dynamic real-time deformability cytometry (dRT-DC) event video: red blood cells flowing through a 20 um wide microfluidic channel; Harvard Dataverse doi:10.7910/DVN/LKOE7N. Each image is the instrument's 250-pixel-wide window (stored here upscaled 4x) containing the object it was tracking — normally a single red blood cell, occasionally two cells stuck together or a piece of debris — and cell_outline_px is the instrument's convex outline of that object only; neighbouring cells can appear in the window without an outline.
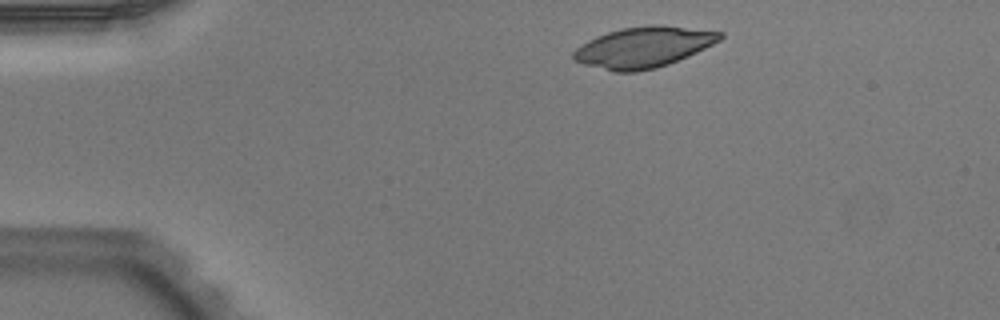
{"species": "Egyptian fruit bat (a non-hibernating species)", "species_latin": "Rousettus aegyptiacus", "temperature_condition": "warm", "stored_images_in_passage": 43, "camera_frame_rate_fps": 3000, "um_per_image_px": 0.085, "animal": {"sex": "male"}, "frame": {"image": 1, "passage_image": 1, "time_ms": 0.0, "image_size_px": [1000, 320], "cell_outline_px": [[724, 36], [720, 40], [696, 52], [668, 64], [656, 68], [636, 72], [612, 72], [584, 64], [576, 60], [572, 56], [572, 52], [576, 48], [588, 40], [596, 36], [620, 28], [648, 24], [660, 24], [724, 32]], "centroid_in_image_um": [54.68, 4.0], "position_along_channel_um": 30.3, "area_um2": 34.85}}